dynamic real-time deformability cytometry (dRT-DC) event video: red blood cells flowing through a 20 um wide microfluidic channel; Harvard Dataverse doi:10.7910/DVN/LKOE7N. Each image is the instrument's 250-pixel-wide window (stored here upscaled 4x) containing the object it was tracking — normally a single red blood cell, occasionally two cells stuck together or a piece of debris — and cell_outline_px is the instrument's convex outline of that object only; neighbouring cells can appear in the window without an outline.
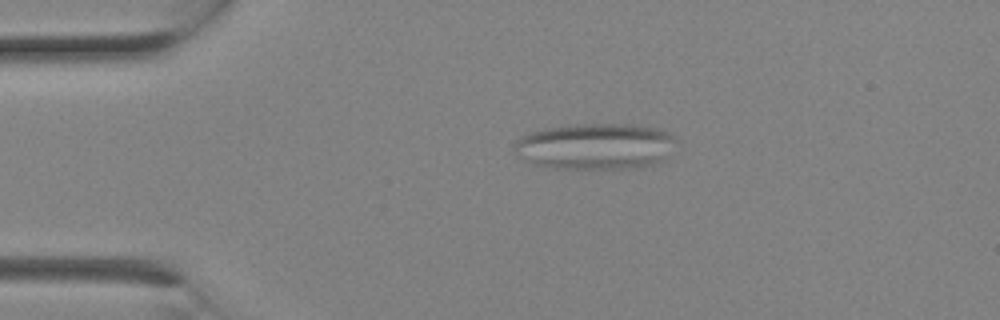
{"species": "Egyptian fruit bat (a non-hibernating species)", "species_latin": "Rousettus aegyptiacus", "temperature_condition": "room temperature", "stored_images_in_passage": 1, "camera_frame_rate_fps": 3000, "um_per_image_px": 0.085, "animal": {"sex": "female"}, "frame": {"image": 1, "passage_image": 1, "time_ms": 0.0, "image_size_px": [1000, 320], "cell_outline_px": [[676, 140], [668, 160], [644, 168], [548, 168], [536, 164], [516, 156], [512, 148], [512, 144], [520, 136], [544, 128], [576, 124], [632, 124], [656, 128], [668, 132]], "centroid_in_image_um": [50.62, 12.45], "position_along_channel_um": 34.4, "area_um2": 44.27}}